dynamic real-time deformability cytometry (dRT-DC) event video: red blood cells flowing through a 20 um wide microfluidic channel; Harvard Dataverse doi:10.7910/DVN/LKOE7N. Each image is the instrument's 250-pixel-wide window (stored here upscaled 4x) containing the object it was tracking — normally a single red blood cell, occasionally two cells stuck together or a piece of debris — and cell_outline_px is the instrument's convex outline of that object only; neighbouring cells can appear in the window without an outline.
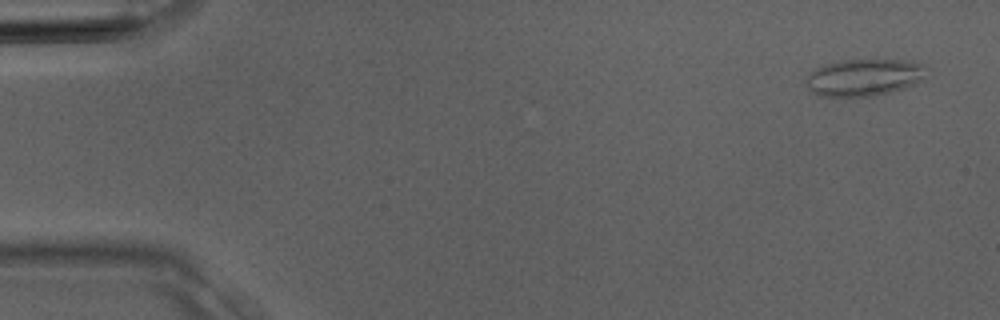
{"species": "Egyptian fruit bat (a non-hibernating species)", "species_latin": "Rousettus aegyptiacus", "temperature_condition": "room temperature", "stored_images_in_passage": 3, "camera_frame_rate_fps": 3000, "um_per_image_px": 0.085, "animal": {"sex": "male"}, "frame": {"image": 1, "passage_image": 1, "time_ms": 0.0, "image_size_px": [1000, 320], "cell_outline_px": [[920, 76], [912, 84], [904, 88], [892, 92], [872, 96], [816, 96], [808, 88], [808, 76], [816, 68], [828, 64], [844, 60], [912, 60], [920, 64]], "centroid_in_image_um": [73.35, 6.59], "position_along_channel_um": 11.6, "area_um2": 25.03}}